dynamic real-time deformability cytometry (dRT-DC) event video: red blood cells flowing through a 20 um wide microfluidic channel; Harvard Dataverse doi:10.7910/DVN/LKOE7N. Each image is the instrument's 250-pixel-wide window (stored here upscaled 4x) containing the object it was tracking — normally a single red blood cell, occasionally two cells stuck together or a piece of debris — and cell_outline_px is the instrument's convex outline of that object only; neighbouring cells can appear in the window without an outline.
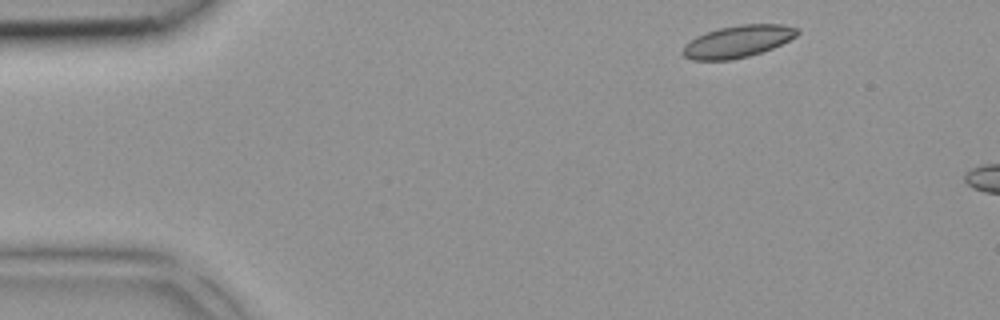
{"species": "common noctule bat (a hibernating species)", "species_latin": "Nyctalus noctula", "temperature_condition": "room temperature", "stored_images_in_passage": 2, "camera_frame_rate_fps": 3000, "um_per_image_px": 0.085, "animal": {"sex": "female", "body_mass_g": 18.4}, "frame": {"image": 1, "passage_image": 1, "time_ms": 0.0, "image_size_px": [1000, 320], "cell_outline_px": [[800, 32], [796, 36], [772, 48], [748, 56], [732, 60], [692, 60], [684, 56], [680, 52], [684, 44], [696, 36], [720, 28], [740, 24], [780, 24], [800, 28]], "centroid_in_image_um": [62.69, 3.52], "position_along_channel_um": 22.3, "area_um2": 21.39}}